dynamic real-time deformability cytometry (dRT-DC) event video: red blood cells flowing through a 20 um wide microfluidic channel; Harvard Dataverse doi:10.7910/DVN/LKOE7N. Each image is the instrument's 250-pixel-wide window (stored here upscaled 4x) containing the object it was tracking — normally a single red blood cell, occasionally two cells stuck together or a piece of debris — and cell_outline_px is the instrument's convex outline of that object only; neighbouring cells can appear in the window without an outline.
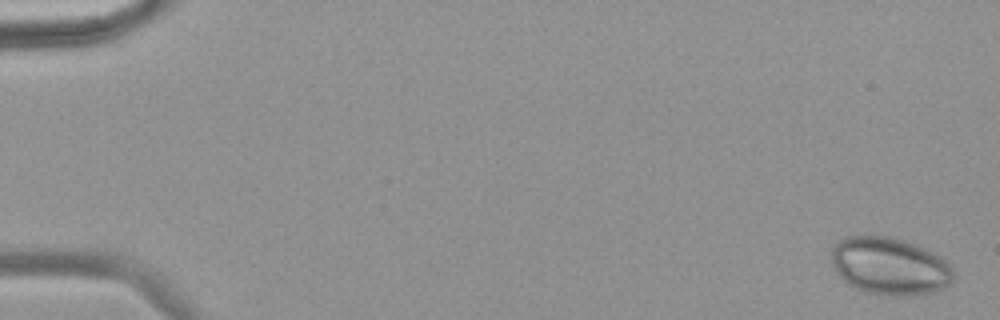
{"species": "common noctule bat (a hibernating species)", "species_latin": "Nyctalus noctula", "temperature_condition": "warm", "stored_images_in_passage": 39, "camera_frame_rate_fps": 3000, "um_per_image_px": 0.085, "animal": {"sex": "female", "body_mass_g": 18.4}, "frame": {"image": 1, "passage_image": 1, "time_ms": 0.0, "image_size_px": [1000, 320], "cell_outline_px": [[956, 276], [944, 288], [936, 292], [904, 296], [888, 296], [864, 292], [848, 284], [836, 272], [828, 256], [832, 248], [844, 236], [892, 236], [916, 244], [940, 256], [952, 268]], "centroid_in_image_um": [75.61, 22.62], "position_along_channel_um": 9.4, "area_um2": 41.38}}
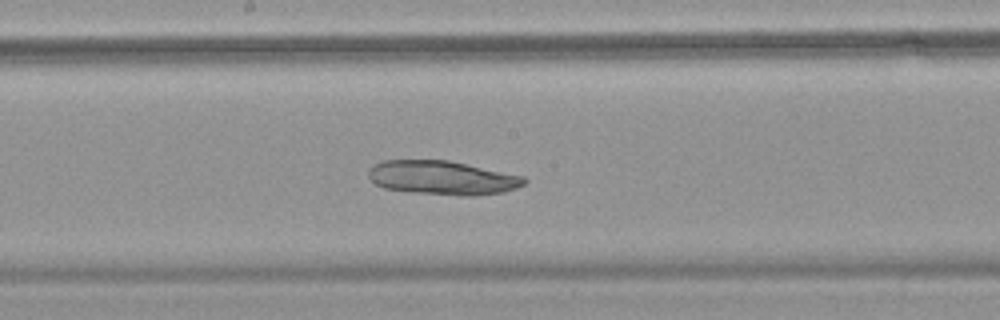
{"frame": {"image": 2, "passage_image": 32, "time_ms": 10.333, "image_size_px": [1000, 320], "cell_outline_px": [[528, 180], [524, 184], [516, 188], [504, 192], [476, 196], [460, 196], [412, 192], [384, 188], [376, 184], [368, 176], [368, 168], [372, 164], [384, 160], [448, 160], [524, 176]], "centroid_in_image_um": [37.6, 15.11], "position_along_channel_um": 210.6, "area_um2": 31.04}}
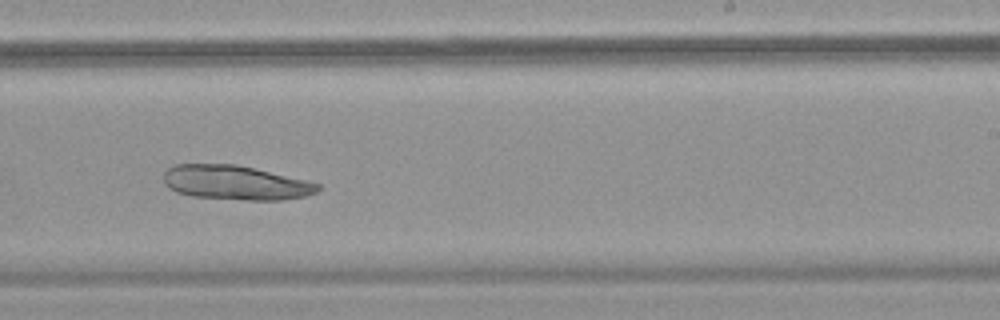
{"frame": {"image": 3, "passage_image": 37, "time_ms": 12.0, "image_size_px": [1000, 320], "cell_outline_px": [[320, 188], [316, 192], [304, 196], [284, 200], [248, 200], [192, 196], [176, 192], [168, 188], [164, 184], [164, 172], [172, 164], [236, 164], [304, 180], [320, 184]], "centroid_in_image_um": [19.96, 15.53], "position_along_channel_um": 269.0, "area_um2": 30.75}}